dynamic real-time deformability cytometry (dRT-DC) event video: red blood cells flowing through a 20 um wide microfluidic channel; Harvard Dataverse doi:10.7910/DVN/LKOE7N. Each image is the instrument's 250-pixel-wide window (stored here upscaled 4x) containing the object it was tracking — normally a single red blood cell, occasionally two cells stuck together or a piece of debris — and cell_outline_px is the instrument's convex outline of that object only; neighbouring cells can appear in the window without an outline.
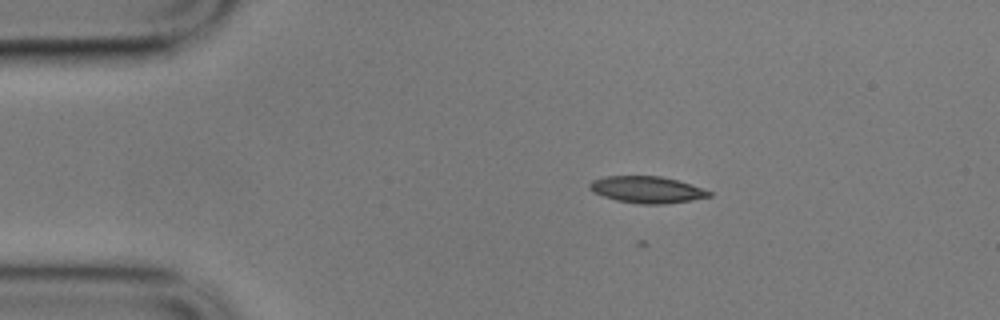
{"species": "common noctule bat (a hibernating species)", "species_latin": "Nyctalus noctula", "temperature_condition": "cold", "stored_images_in_passage": 6, "camera_frame_rate_fps": 3000, "um_per_image_px": 0.085, "animal": {"sex": "male", "body_mass_g": 17.9}, "frame": {"image": 1, "passage_image": 3, "time_ms": 0.667, "image_size_px": [1000, 320], "cell_outline_px": [[712, 196], [692, 200], [664, 204], [640, 204], [616, 200], [592, 192], [588, 188], [588, 184], [592, 180], [604, 176], [660, 176], [676, 180], [712, 192]], "centroid_in_image_um": [54.94, 16.12], "position_along_channel_um": 30.1, "area_um2": 18.5}}
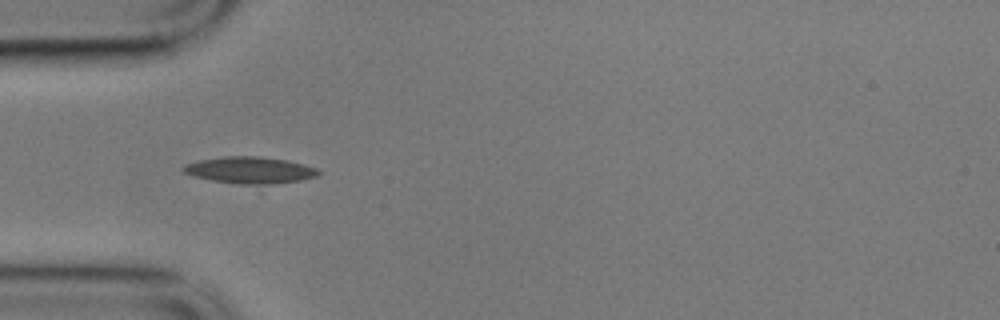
{"frame": {"image": 2, "passage_image": 5, "time_ms": 1.333, "image_size_px": [1000, 320], "cell_outline_px": [[320, 172], [316, 176], [260, 192], [196, 176], [184, 172], [180, 168], [184, 164], [200, 160], [224, 156], [260, 156], [288, 160], [304, 164], [316, 168]], "centroid_in_image_um": [21.33, 14.57], "position_along_channel_um": 63.7, "area_um2": 23.06}}